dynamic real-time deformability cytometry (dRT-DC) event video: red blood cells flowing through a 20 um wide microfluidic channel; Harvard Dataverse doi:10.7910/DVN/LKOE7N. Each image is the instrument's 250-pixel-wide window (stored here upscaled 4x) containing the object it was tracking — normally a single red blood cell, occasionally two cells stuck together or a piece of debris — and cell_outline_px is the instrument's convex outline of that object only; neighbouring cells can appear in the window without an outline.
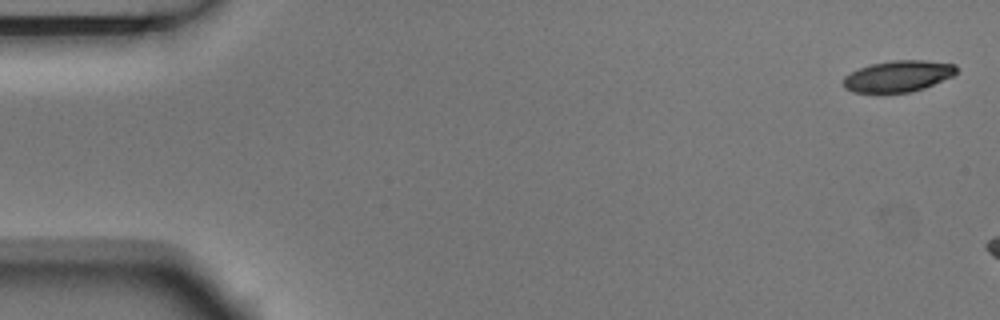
{"species": "Egyptian fruit bat (a non-hibernating species)", "species_latin": "Rousettus aegyptiacus", "temperature_condition": "room temperature", "stored_images_in_passage": 3, "camera_frame_rate_fps": 3000, "um_per_image_px": 0.085, "animal": {"sex": "male"}, "frame": {"image": 1, "passage_image": 1, "time_ms": 0.0, "image_size_px": [1000, 320], "cell_outline_px": [[956, 72], [952, 76], [924, 88], [908, 92], [852, 92], [844, 88], [844, 76], [860, 68], [872, 64], [892, 60], [924, 60], [956, 64]], "centroid_in_image_um": [76.34, 6.47], "position_along_channel_um": 8.7, "area_um2": 20.35}}